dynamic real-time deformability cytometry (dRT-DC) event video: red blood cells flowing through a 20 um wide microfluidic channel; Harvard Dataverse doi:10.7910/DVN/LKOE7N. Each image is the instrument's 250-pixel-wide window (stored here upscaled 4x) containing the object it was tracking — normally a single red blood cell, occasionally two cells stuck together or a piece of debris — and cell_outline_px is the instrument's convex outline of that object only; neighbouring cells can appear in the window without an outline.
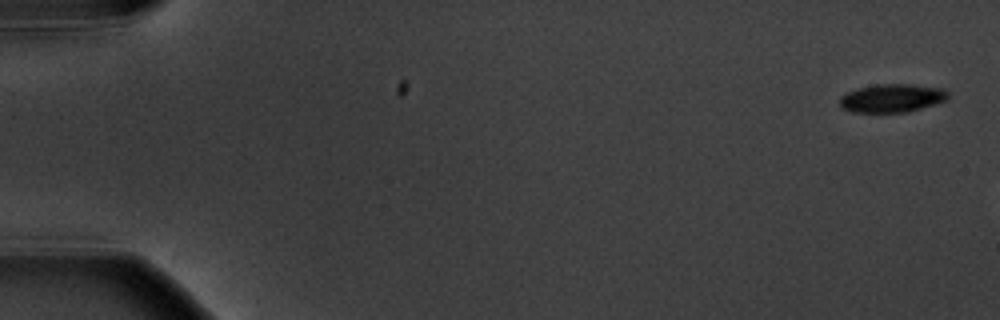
{"species": "common noctule bat (a hibernating species)", "species_latin": "Nyctalus noctula", "temperature_condition": "warm", "stored_images_in_passage": 2, "camera_frame_rate_fps": 3000, "um_per_image_px": 0.085, "animal": {"sex": "male", "body_mass_g": 20.1, "forearm_length_mm": 53.5}, "frame": {"image": 1, "passage_image": 1, "time_ms": 0.0, "image_size_px": [1000, 320], "cell_outline_px": [[948, 100], [908, 112], [852, 112], [844, 108], [840, 104], [840, 96], [848, 92], [860, 88], [876, 84], [908, 84], [944, 88], [948, 92]], "centroid_in_image_um": [75.86, 8.34], "position_along_channel_um": 9.1, "area_um2": 17.8}}